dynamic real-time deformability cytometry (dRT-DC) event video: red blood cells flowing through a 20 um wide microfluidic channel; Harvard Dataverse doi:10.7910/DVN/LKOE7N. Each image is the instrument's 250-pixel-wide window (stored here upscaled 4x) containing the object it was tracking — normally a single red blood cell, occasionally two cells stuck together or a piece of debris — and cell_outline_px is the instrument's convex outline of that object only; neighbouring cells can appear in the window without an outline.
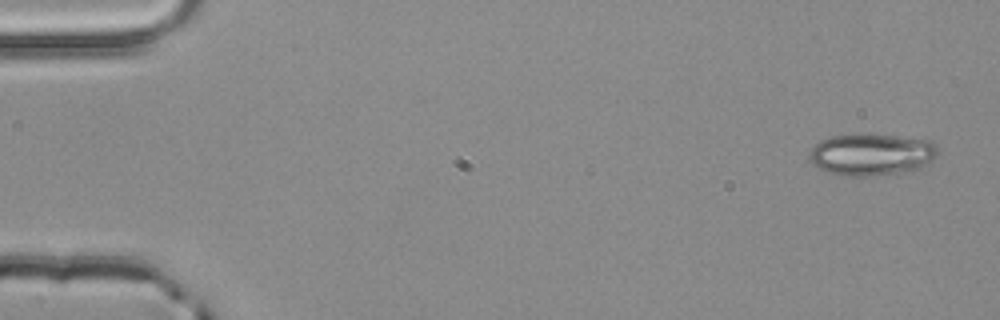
{"species": "common noctule bat (a hibernating species)", "species_latin": "Nyctalus noctula", "temperature_condition": "room temperature", "stored_images_in_passage": 4, "camera_frame_rate_fps": 3000, "um_per_image_px": 0.085, "animal": {"sex": "male", "body_mass_g": 20.4}, "frame": {"image": 1, "passage_image": 1, "time_ms": 0.0, "image_size_px": [1000, 320], "cell_outline_px": [[936, 152], [932, 160], [928, 164], [912, 172], [872, 176], [852, 176], [828, 172], [812, 164], [808, 156], [812, 148], [820, 140], [832, 136], [856, 132], [864, 132], [932, 140], [936, 144]], "centroid_in_image_um": [74.09, 13.11], "position_along_channel_um": 10.9, "area_um2": 32.08}}